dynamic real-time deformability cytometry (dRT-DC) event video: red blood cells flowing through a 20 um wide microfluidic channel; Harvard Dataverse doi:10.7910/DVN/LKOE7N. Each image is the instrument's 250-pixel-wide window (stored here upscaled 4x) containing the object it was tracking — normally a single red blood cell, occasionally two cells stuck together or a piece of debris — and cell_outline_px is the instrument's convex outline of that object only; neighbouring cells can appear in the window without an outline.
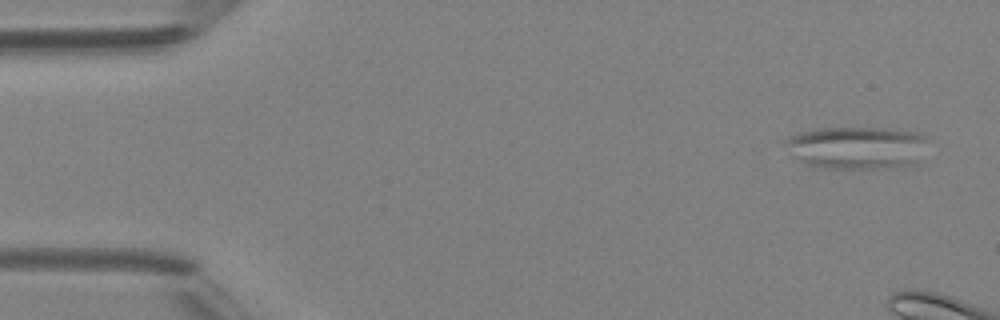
{"species": "Egyptian fruit bat (a non-hibernating species)", "species_latin": "Rousettus aegyptiacus", "temperature_condition": "room temperature", "stored_images_in_passage": 3, "camera_frame_rate_fps": 3000, "um_per_image_px": 0.085, "animal": {"sex": "female"}, "frame": {"image": 1, "passage_image": 3, "time_ms": 2.333, "image_size_px": [1000, 320], "cell_outline_px": [[928, 140], [916, 164], [904, 168], [824, 168], [804, 164], [800, 160], [784, 140], [788, 136], [800, 132], [816, 128], [884, 128], [920, 132], [928, 136]], "centroid_in_image_um": [72.93, 12.55], "position_along_channel_um": 12.1, "area_um2": 35.6}}